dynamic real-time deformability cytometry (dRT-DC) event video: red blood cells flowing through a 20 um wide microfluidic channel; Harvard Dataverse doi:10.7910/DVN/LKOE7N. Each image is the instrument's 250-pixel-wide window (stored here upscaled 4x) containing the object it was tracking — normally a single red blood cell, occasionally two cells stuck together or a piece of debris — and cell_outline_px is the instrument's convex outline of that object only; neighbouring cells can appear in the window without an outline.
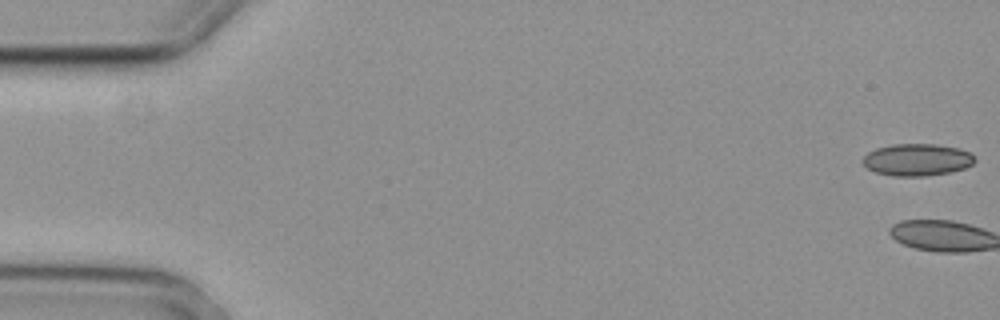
{"species": "common noctule bat (a hibernating species)", "species_latin": "Nyctalus noctula", "temperature_condition": "cold", "stored_images_in_passage": 6, "camera_frame_rate_fps": 3000, "um_per_image_px": 0.085, "animal": {"sex": "female", "body_mass_g": 29.2, "forearm_length_mm": 56.3}, "frame": {"image": 1, "passage_image": 1, "time_ms": 0.0, "image_size_px": [1000, 320], "cell_outline_px": [[976, 160], [972, 164], [964, 168], [948, 172], [924, 176], [892, 176], [876, 172], [868, 168], [860, 160], [868, 152], [876, 148], [892, 144], [936, 144], [960, 148], [976, 156]], "centroid_in_image_um": [77.95, 13.57], "position_along_channel_um": 7.1, "area_um2": 20.98}}